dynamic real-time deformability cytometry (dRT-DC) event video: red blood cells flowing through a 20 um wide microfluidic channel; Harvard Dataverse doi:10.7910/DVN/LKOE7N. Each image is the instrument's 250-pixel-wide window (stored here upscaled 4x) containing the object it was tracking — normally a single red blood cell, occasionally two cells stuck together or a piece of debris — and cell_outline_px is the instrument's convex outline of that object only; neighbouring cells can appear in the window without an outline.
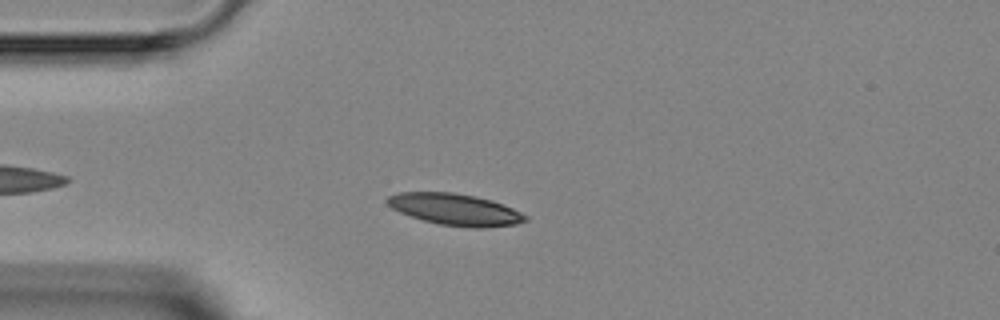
{"species": "Egyptian fruit bat (a non-hibernating species)", "species_latin": "Rousettus aegyptiacus", "temperature_condition": "room temperature", "stored_images_in_passage": 5, "camera_frame_rate_fps": 3000, "um_per_image_px": 0.085, "animal": {"sex": "female"}, "frame": {"image": 1, "passage_image": 3, "time_ms": 2.333, "image_size_px": [1000, 320], "cell_outline_px": [[528, 220], [516, 224], [484, 228], [472, 228], [440, 224], [424, 220], [400, 212], [392, 208], [384, 200], [388, 196], [400, 192], [452, 192], [476, 196], [492, 200], [504, 204], [528, 216]], "centroid_in_image_um": [38.71, 17.8], "position_along_channel_um": 46.3, "area_um2": 25.43}}